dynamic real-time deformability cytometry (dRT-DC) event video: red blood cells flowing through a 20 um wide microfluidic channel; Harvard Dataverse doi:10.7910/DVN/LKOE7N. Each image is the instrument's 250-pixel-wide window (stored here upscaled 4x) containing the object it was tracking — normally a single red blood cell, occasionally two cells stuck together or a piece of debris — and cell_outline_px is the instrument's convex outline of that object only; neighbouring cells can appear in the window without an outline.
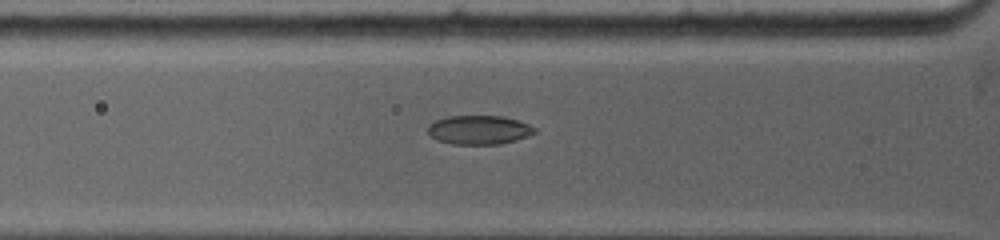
{"species": "common noctule bat (a hibernating species)", "species_latin": "Nyctalus noctula", "temperature_condition": "warm", "stored_images_in_passage": 46, "camera_frame_rate_fps": 5000, "um_per_image_px": 0.085, "animal": {"sex": "female", "body_mass_g": 19.0, "forearm_length_mm": 53.3}, "frame": {"image": 1, "passage_image": 10, "time_ms": 3.2, "image_size_px": [1000, 240], "cell_outline_px": [[536, 132], [528, 136], [516, 140], [500, 144], [452, 144], [436, 140], [428, 132], [428, 124], [436, 120], [448, 116], [504, 116], [528, 124], [536, 128]], "centroid_in_image_um": [40.71, 11.04], "position_along_channel_um": 85.1, "area_um2": 18.03}}
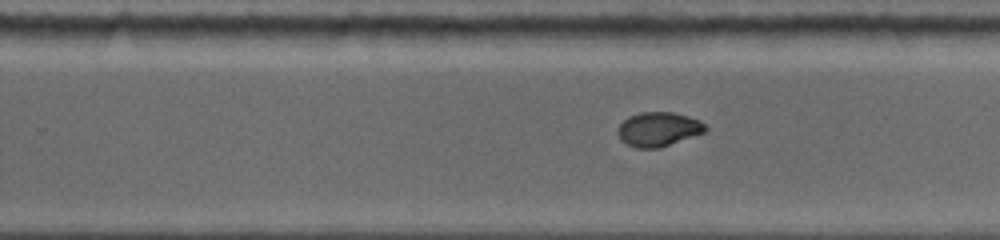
{"frame": {"image": 2, "passage_image": 25, "time_ms": 8.0, "image_size_px": [1000, 240], "cell_outline_px": [[708, 128], [704, 132], [660, 148], [636, 148], [620, 140], [616, 132], [616, 128], [628, 116], [640, 112], [676, 112], [700, 120]], "centroid_in_image_um": [55.94, 10.97], "position_along_channel_um": 273.9, "area_um2": 17.63}}
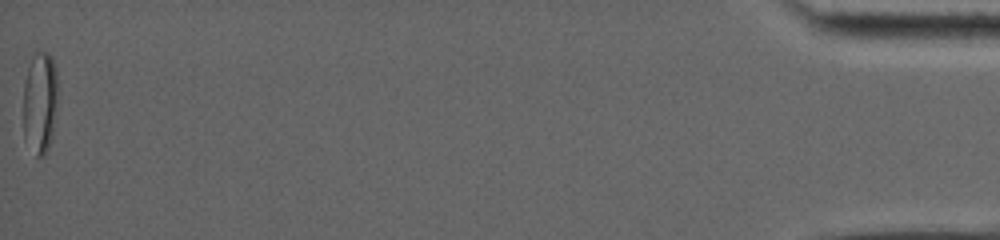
{"frame": {"image": 3, "passage_image": 46, "time_ms": 16.2, "image_size_px": [1000, 240], "cell_outline_px": [[56, 112], [52, 136], [48, 148], [44, 156], [36, 156], [24, 140], [24, 84], [28, 68], [32, 56], [36, 52], [48, 52], [52, 56], [56, 68]], "centroid_in_image_um": [3.39, 8.72], "position_along_channel_um": 431.8, "area_um2": 20.52}, "authors_computed_cell_mechanics": {"area_um2": 18.0336, "velocity_mm_per_s": 3.9377, "shape_relaxation_time_tau1_ms": null, "shape_relaxation_time_tau2_ms": 0.9258, "deformation_change_tau1": null, "deformation_change_tau2": 0.0345}}